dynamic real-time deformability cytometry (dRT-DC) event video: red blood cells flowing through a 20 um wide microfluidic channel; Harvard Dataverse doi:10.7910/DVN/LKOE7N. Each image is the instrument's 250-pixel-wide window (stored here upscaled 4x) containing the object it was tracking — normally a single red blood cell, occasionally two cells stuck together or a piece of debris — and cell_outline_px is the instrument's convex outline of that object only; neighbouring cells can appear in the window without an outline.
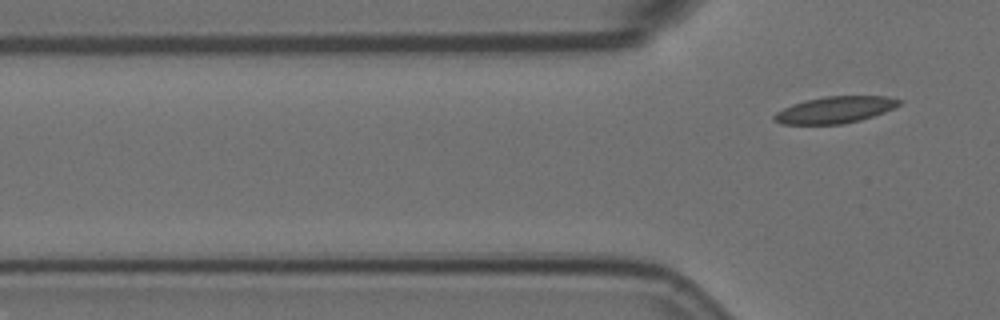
{"species": "Egyptian fruit bat (a non-hibernating species)", "species_latin": "Rousettus aegyptiacus", "temperature_condition": "room temperature", "stored_images_in_passage": 3, "camera_frame_rate_fps": 3000, "um_per_image_px": 0.085, "animal": {"sex": "female"}, "frame": {"image": 1, "passage_image": 3, "time_ms": 0.667, "image_size_px": [1000, 320], "cell_outline_px": [[900, 104], [884, 112], [860, 120], [844, 124], [780, 124], [772, 120], [772, 116], [776, 112], [792, 104], [824, 96], [888, 96], [900, 100]], "centroid_in_image_um": [70.93, 9.34], "position_along_channel_um": 54.9, "area_um2": 19.31}}